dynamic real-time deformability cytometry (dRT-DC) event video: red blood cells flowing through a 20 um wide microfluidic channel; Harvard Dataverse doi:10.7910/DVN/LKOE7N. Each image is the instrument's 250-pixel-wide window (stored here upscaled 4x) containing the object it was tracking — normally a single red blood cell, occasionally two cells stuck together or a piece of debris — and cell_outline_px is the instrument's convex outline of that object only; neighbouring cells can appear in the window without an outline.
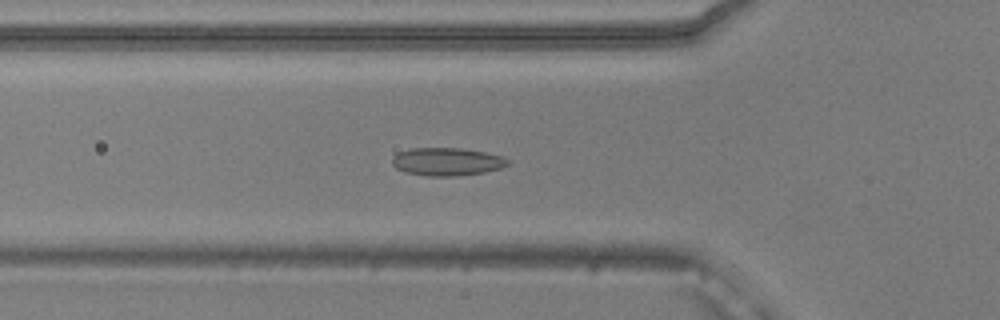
{"species": "common noctule bat (a hibernating species)", "species_latin": "Nyctalus noctula", "temperature_condition": "warm", "stored_images_in_passage": 45, "camera_frame_rate_fps": 3000, "um_per_image_px": 0.085, "animal": {"sex": "male", "body_mass_g": 20.5, "forearm_length_mm": 52.5}, "frame": {"image": 1, "passage_image": 16, "time_ms": 5.0, "image_size_px": [1000, 320], "cell_outline_px": [[508, 164], [500, 168], [484, 172], [456, 176], [424, 176], [404, 172], [396, 168], [392, 164], [392, 156], [408, 148], [460, 148], [484, 152], [504, 156], [508, 160]], "centroid_in_image_um": [37.95, 13.74], "position_along_channel_um": 87.8, "area_um2": 18.9}}
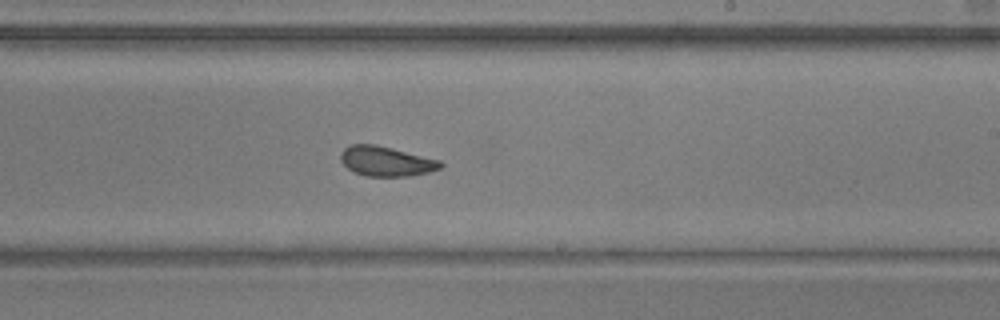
{"frame": {"image": 2, "passage_image": 29, "time_ms": 9.333, "image_size_px": [1000, 320], "cell_outline_px": [[444, 164], [440, 168], [428, 172], [408, 176], [368, 176], [352, 172], [340, 160], [340, 152], [344, 148], [352, 144], [376, 144], [440, 160]], "centroid_in_image_um": [32.8, 13.7], "position_along_channel_um": 256.2, "area_um2": 17.34}}
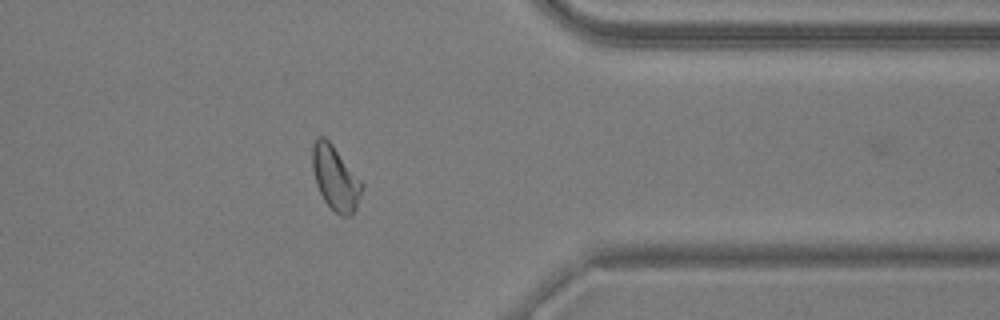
{"frame": {"image": 3, "passage_image": 40, "time_ms": 13.0, "image_size_px": [1000, 320], "cell_outline_px": [[364, 188], [356, 208], [352, 216], [340, 216], [324, 200], [316, 184], [312, 168], [312, 144], [320, 136], [324, 136], [332, 144], [364, 184]], "centroid_in_image_um": [28.52, 15.15], "position_along_channel_um": 382.9, "area_um2": 18.5}, "authors_computed_cell_mechanics": {"area_um2": 18.3226, "velocity_mm_per_s": 3.8811, "shape_relaxation_time_tau1_ms": 6.072, "shape_relaxation_time_tau2_ms": 2.8407, "deformation_change_tau1": 0.1091, "deformation_change_tau2": 0.0761}}